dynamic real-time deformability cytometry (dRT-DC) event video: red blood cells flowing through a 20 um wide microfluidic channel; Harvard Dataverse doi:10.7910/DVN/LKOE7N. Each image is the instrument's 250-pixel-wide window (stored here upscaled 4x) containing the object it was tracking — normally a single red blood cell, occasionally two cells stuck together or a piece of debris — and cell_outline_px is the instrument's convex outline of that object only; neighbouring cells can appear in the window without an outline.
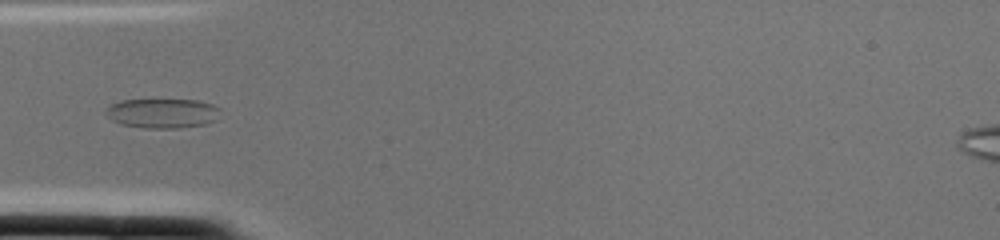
{"species": "common noctule bat (a hibernating species)", "species_latin": "Nyctalus noctula", "temperature_condition": "cold", "stored_images_in_passage": 2, "camera_frame_rate_fps": 3000, "um_per_image_px": 0.085, "animal": {"sex": "female", "body_mass_g": 22.0, "forearm_length_mm": 56.7}, "frame": {"image": 1, "passage_image": 2, "time_ms": 0.333, "image_size_px": [1000, 240], "cell_outline_px": [[220, 108], [216, 120], [204, 124], [180, 128], [144, 128], [120, 124], [112, 120], [104, 112], [108, 104], [120, 100], [200, 100], [212, 104]], "centroid_in_image_um": [13.77, 9.62], "position_along_channel_um": 71.2, "area_um2": 19.88}}